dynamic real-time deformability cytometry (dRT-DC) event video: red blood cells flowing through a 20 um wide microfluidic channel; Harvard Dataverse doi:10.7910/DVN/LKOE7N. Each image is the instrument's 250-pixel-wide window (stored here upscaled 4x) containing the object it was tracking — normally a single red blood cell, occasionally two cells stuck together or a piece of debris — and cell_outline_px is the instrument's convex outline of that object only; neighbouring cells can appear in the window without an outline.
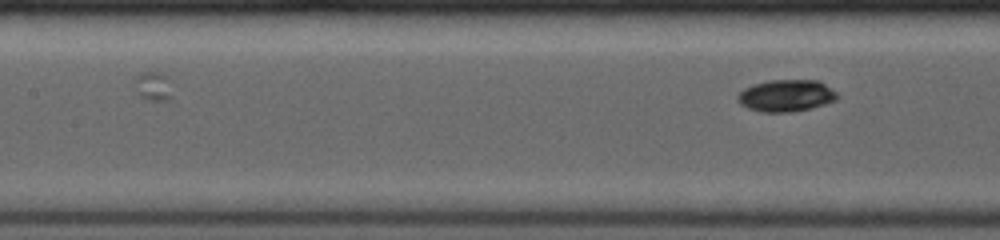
{"species": "common noctule bat (a hibernating species)", "species_latin": "Nyctalus noctula", "temperature_condition": "room temperature", "stored_images_in_passage": 12, "camera_frame_rate_fps": 4000, "um_per_image_px": 0.085, "animal": {"sex": "female", "body_mass_g": 19.0, "forearm_length_mm": 53.3}, "frame": {"image": 1, "passage_image": 12, "time_ms": 5.75, "image_size_px": [1000, 240], "cell_outline_px": [[840, 96], [836, 100], [812, 108], [788, 112], [760, 112], [748, 108], [740, 104], [736, 100], [736, 96], [744, 88], [752, 84], [768, 80], [816, 80], [824, 84], [836, 92]], "centroid_in_image_um": [66.79, 8.13], "position_along_channel_um": 140.6, "area_um2": 18.61}}